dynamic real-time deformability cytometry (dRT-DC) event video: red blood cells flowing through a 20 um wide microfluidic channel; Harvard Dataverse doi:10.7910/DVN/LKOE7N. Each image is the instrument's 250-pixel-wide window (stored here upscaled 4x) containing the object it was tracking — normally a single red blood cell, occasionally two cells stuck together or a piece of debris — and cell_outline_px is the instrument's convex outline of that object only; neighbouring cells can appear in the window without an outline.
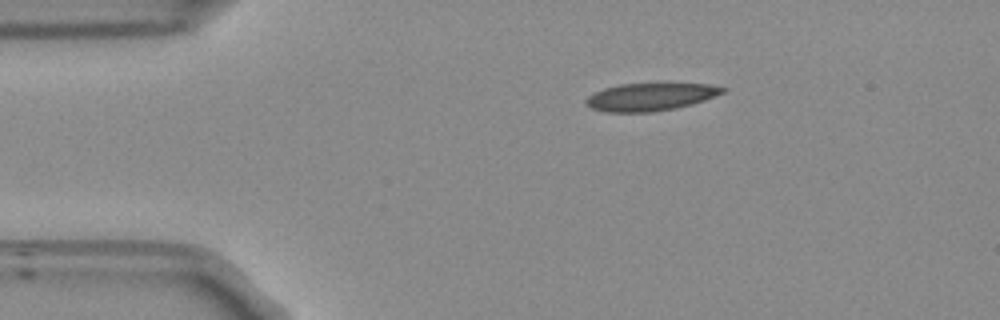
{"species": "Egyptian fruit bat (a non-hibernating species)", "species_latin": "Rousettus aegyptiacus", "temperature_condition": "room temperature", "stored_images_in_passage": 44, "camera_frame_rate_fps": 3000, "um_per_image_px": 0.085, "frame": {"image": 1, "passage_image": 1, "time_ms": 0.0, "image_size_px": [1000, 320], "cell_outline_px": [[728, 88], [724, 92], [704, 100], [692, 104], [672, 108], [648, 112], [608, 112], [592, 108], [584, 100], [588, 96], [604, 88], [620, 84], [660, 80], [708, 84]], "centroid_in_image_um": [55.34, 8.16], "position_along_channel_um": 29.7, "area_um2": 22.83}}
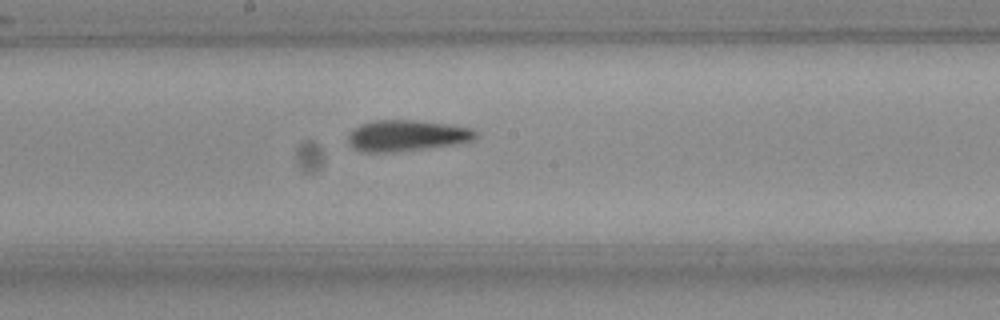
{"frame": {"image": 2, "passage_image": 19, "time_ms": 6.0, "image_size_px": [1000, 320], "cell_outline_px": [[480, 136], [472, 140], [452, 144], [424, 148], [392, 152], [364, 152], [356, 148], [348, 140], [348, 136], [352, 128], [360, 124], [372, 120], [420, 120], [448, 124], [472, 128]], "centroid_in_image_um": [34.57, 11.5], "position_along_channel_um": 213.6, "area_um2": 23.0}}
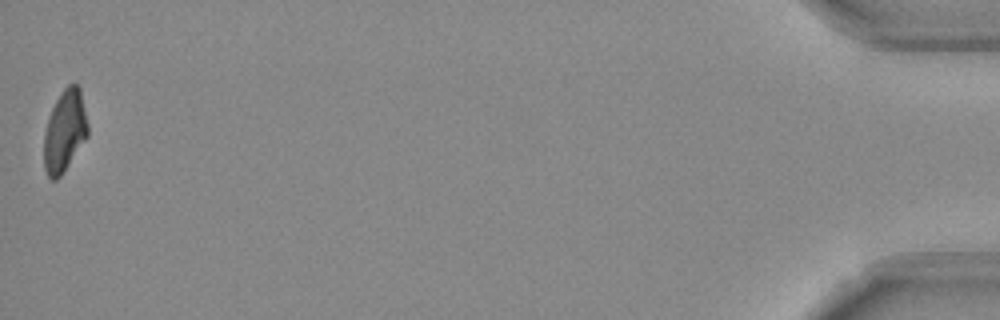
{"frame": {"image": 3, "passage_image": 44, "time_ms": 14.333, "image_size_px": [1000, 320], "cell_outline_px": [[88, 136], [60, 176], [56, 180], [52, 180], [48, 176], [44, 168], [44, 132], [48, 116], [60, 92], [68, 84], [76, 84], [80, 88], [88, 124]], "centroid_in_image_um": [5.49, 11.12], "position_along_channel_um": 429.7, "area_um2": 20.87}, "authors_computed_cell_mechanics": {"area_um2": 22.542, "velocity_mm_per_s": 3.8107, "shape_relaxation_time_tau1_ms": null, "shape_relaxation_time_tau2_ms": 4.8156, "deformation_change_tau1": null, "deformation_change_tau2": 0.1112}}